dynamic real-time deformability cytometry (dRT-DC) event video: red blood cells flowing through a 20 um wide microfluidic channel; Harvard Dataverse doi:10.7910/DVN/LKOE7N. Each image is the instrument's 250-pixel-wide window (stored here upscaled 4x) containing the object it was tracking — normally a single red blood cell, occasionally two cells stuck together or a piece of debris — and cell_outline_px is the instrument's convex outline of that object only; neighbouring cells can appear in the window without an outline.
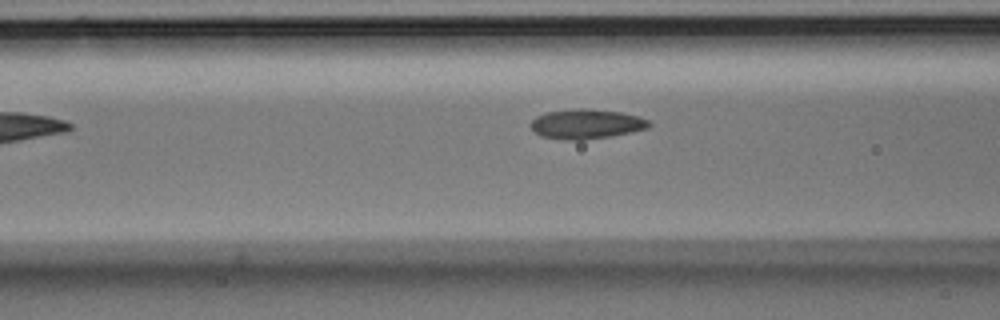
{"species": "Egyptian fruit bat (a non-hibernating species)", "species_latin": "Rousettus aegyptiacus", "temperature_condition": "room temperature", "stored_images_in_passage": 7, "segment_of_instrument_passage": [2, 2], "camera_frame_rate_fps": 3000, "um_per_image_px": 0.085, "animal": {"sex": "male"}, "frame": {"image": 1, "passage_image": 7, "time_ms": 2.0, "image_size_px": [1000, 320], "cell_outline_px": [[652, 124], [648, 128], [632, 132], [612, 136], [584, 140], [560, 140], [540, 136], [528, 124], [536, 116], [548, 112], [576, 108], [584, 108], [620, 112], [640, 116], [648, 120]], "centroid_in_image_um": [49.84, 10.55], "position_along_channel_um": 116.8, "area_um2": 20.69}}